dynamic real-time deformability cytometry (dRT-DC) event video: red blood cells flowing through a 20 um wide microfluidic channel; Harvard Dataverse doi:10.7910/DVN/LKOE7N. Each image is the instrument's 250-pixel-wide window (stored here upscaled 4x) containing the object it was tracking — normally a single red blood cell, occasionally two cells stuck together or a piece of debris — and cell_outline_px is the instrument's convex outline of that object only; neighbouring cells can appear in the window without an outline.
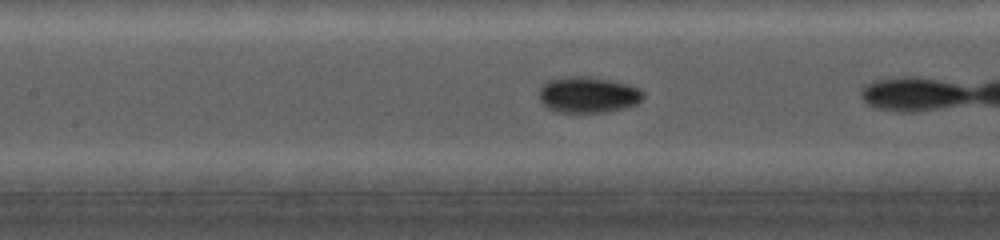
{"species": "common noctule bat (a hibernating species)", "species_latin": "Nyctalus noctula", "temperature_condition": "cold", "stored_images_in_passage": 23, "camera_frame_rate_fps": 5000, "um_per_image_px": 0.085, "animal": {"sex": "female", "body_mass_g": 19.0, "forearm_length_mm": 56.7}, "frame": {"image": 1, "passage_image": 14, "time_ms": 2.6, "image_size_px": [1000, 240], "cell_outline_px": [[644, 96], [636, 104], [604, 112], [560, 112], [548, 108], [540, 100], [540, 88], [548, 80], [564, 76], [580, 76], [608, 80], [628, 84], [640, 88], [644, 92]], "centroid_in_image_um": [49.98, 8.04], "position_along_channel_um": 157.4, "area_um2": 21.56}}
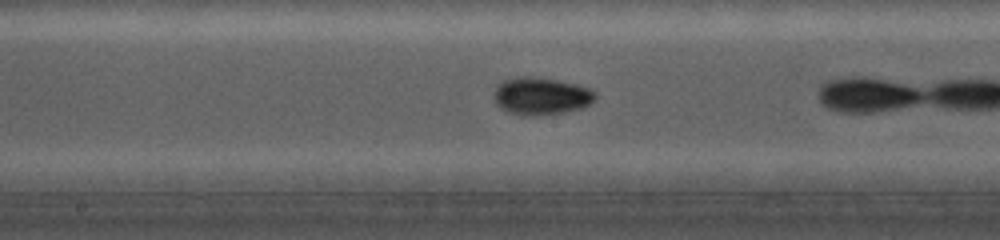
{"frame": {"image": 2, "passage_image": 20, "time_ms": 3.8, "image_size_px": [1000, 240], "cell_outline_px": [[596, 96], [592, 104], [580, 108], [564, 112], [536, 116], [520, 116], [508, 112], [500, 108], [496, 104], [496, 88], [504, 80], [516, 76], [532, 76], [556, 80], [576, 84], [588, 88], [596, 92]], "centroid_in_image_um": [46.01, 8.18], "position_along_channel_um": 202.2, "area_um2": 22.14}}